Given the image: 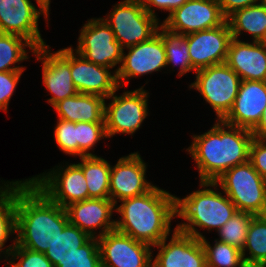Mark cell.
<instances>
[{"instance_id":"1","label":"cell","mask_w":266,"mask_h":267,"mask_svg":"<svg viewBox=\"0 0 266 267\" xmlns=\"http://www.w3.org/2000/svg\"><path fill=\"white\" fill-rule=\"evenodd\" d=\"M69 224L66 209L50 201L28 179L16 181V244L45 253Z\"/></svg>"},{"instance_id":"2","label":"cell","mask_w":266,"mask_h":267,"mask_svg":"<svg viewBox=\"0 0 266 267\" xmlns=\"http://www.w3.org/2000/svg\"><path fill=\"white\" fill-rule=\"evenodd\" d=\"M228 130L226 131V128ZM252 130L218 120L202 135H194L188 151L196 162L200 182H214L225 171L249 161Z\"/></svg>"},{"instance_id":"3","label":"cell","mask_w":266,"mask_h":267,"mask_svg":"<svg viewBox=\"0 0 266 267\" xmlns=\"http://www.w3.org/2000/svg\"><path fill=\"white\" fill-rule=\"evenodd\" d=\"M176 198L154 186L143 195L122 200L115 209L121 215L115 230L155 247L169 236L171 220L177 217Z\"/></svg>"},{"instance_id":"4","label":"cell","mask_w":266,"mask_h":267,"mask_svg":"<svg viewBox=\"0 0 266 267\" xmlns=\"http://www.w3.org/2000/svg\"><path fill=\"white\" fill-rule=\"evenodd\" d=\"M237 212L227 195L211 188L197 190L183 199L176 198V216L187 221L176 228L201 240L204 236L195 229L196 226L218 231Z\"/></svg>"},{"instance_id":"5","label":"cell","mask_w":266,"mask_h":267,"mask_svg":"<svg viewBox=\"0 0 266 267\" xmlns=\"http://www.w3.org/2000/svg\"><path fill=\"white\" fill-rule=\"evenodd\" d=\"M201 187H218L238 211L254 216L266 215V180L247 161L225 171L214 182H200Z\"/></svg>"},{"instance_id":"6","label":"cell","mask_w":266,"mask_h":267,"mask_svg":"<svg viewBox=\"0 0 266 267\" xmlns=\"http://www.w3.org/2000/svg\"><path fill=\"white\" fill-rule=\"evenodd\" d=\"M113 7L103 19L123 49L147 41L158 32V18L146 11L141 0H124Z\"/></svg>"},{"instance_id":"7","label":"cell","mask_w":266,"mask_h":267,"mask_svg":"<svg viewBox=\"0 0 266 267\" xmlns=\"http://www.w3.org/2000/svg\"><path fill=\"white\" fill-rule=\"evenodd\" d=\"M190 88L197 89L214 109L217 121L223 120L233 107L241 78L226 63L195 71Z\"/></svg>"},{"instance_id":"8","label":"cell","mask_w":266,"mask_h":267,"mask_svg":"<svg viewBox=\"0 0 266 267\" xmlns=\"http://www.w3.org/2000/svg\"><path fill=\"white\" fill-rule=\"evenodd\" d=\"M60 168H53L46 174L28 179L50 201L63 208L72 203L89 199L82 168L78 164H70L64 169L60 166Z\"/></svg>"},{"instance_id":"9","label":"cell","mask_w":266,"mask_h":267,"mask_svg":"<svg viewBox=\"0 0 266 267\" xmlns=\"http://www.w3.org/2000/svg\"><path fill=\"white\" fill-rule=\"evenodd\" d=\"M112 93L108 98L111 103H105V131L107 138L117 133L132 134L140 128L147 117L148 94L143 87L134 91H126L120 96Z\"/></svg>"},{"instance_id":"10","label":"cell","mask_w":266,"mask_h":267,"mask_svg":"<svg viewBox=\"0 0 266 267\" xmlns=\"http://www.w3.org/2000/svg\"><path fill=\"white\" fill-rule=\"evenodd\" d=\"M77 51L89 62L113 68L122 62L123 48L103 18L91 19L80 31Z\"/></svg>"},{"instance_id":"11","label":"cell","mask_w":266,"mask_h":267,"mask_svg":"<svg viewBox=\"0 0 266 267\" xmlns=\"http://www.w3.org/2000/svg\"><path fill=\"white\" fill-rule=\"evenodd\" d=\"M97 239L102 267H152L150 245L117 230Z\"/></svg>"},{"instance_id":"12","label":"cell","mask_w":266,"mask_h":267,"mask_svg":"<svg viewBox=\"0 0 266 267\" xmlns=\"http://www.w3.org/2000/svg\"><path fill=\"white\" fill-rule=\"evenodd\" d=\"M225 21L218 0H188L169 14L162 25L187 35L221 26Z\"/></svg>"},{"instance_id":"13","label":"cell","mask_w":266,"mask_h":267,"mask_svg":"<svg viewBox=\"0 0 266 267\" xmlns=\"http://www.w3.org/2000/svg\"><path fill=\"white\" fill-rule=\"evenodd\" d=\"M40 14L45 19L47 13L39 10L30 0H0V33L13 34L28 40L36 49L45 46L38 29Z\"/></svg>"},{"instance_id":"14","label":"cell","mask_w":266,"mask_h":267,"mask_svg":"<svg viewBox=\"0 0 266 267\" xmlns=\"http://www.w3.org/2000/svg\"><path fill=\"white\" fill-rule=\"evenodd\" d=\"M186 39L191 66L197 71L225 63L232 34L226 20L221 26L187 34Z\"/></svg>"},{"instance_id":"15","label":"cell","mask_w":266,"mask_h":267,"mask_svg":"<svg viewBox=\"0 0 266 267\" xmlns=\"http://www.w3.org/2000/svg\"><path fill=\"white\" fill-rule=\"evenodd\" d=\"M127 49L128 54L125 55L123 51L122 64L115 71L119 87H123L127 79L126 84H128L130 77L160 71L167 66L166 50L159 30L147 41Z\"/></svg>"},{"instance_id":"16","label":"cell","mask_w":266,"mask_h":267,"mask_svg":"<svg viewBox=\"0 0 266 267\" xmlns=\"http://www.w3.org/2000/svg\"><path fill=\"white\" fill-rule=\"evenodd\" d=\"M49 45L37 48L33 54L37 60H42L43 83L53 97L48 99L54 106L67 97L78 94L70 70V47L55 53L49 52Z\"/></svg>"},{"instance_id":"17","label":"cell","mask_w":266,"mask_h":267,"mask_svg":"<svg viewBox=\"0 0 266 267\" xmlns=\"http://www.w3.org/2000/svg\"><path fill=\"white\" fill-rule=\"evenodd\" d=\"M145 173L146 165L140 154L136 152L121 157L115 166H111L110 200L116 205L119 201L150 191L154 185L145 180Z\"/></svg>"},{"instance_id":"18","label":"cell","mask_w":266,"mask_h":267,"mask_svg":"<svg viewBox=\"0 0 266 267\" xmlns=\"http://www.w3.org/2000/svg\"><path fill=\"white\" fill-rule=\"evenodd\" d=\"M168 237L155 245L159 250L152 267H206V254L200 239L174 229Z\"/></svg>"},{"instance_id":"19","label":"cell","mask_w":266,"mask_h":267,"mask_svg":"<svg viewBox=\"0 0 266 267\" xmlns=\"http://www.w3.org/2000/svg\"><path fill=\"white\" fill-rule=\"evenodd\" d=\"M266 109V82L241 81L230 112L223 119L227 124L253 130Z\"/></svg>"},{"instance_id":"20","label":"cell","mask_w":266,"mask_h":267,"mask_svg":"<svg viewBox=\"0 0 266 267\" xmlns=\"http://www.w3.org/2000/svg\"><path fill=\"white\" fill-rule=\"evenodd\" d=\"M70 70L72 81L79 93L94 94L108 98L119 89L116 72L110 68L89 62L70 47Z\"/></svg>"},{"instance_id":"21","label":"cell","mask_w":266,"mask_h":267,"mask_svg":"<svg viewBox=\"0 0 266 267\" xmlns=\"http://www.w3.org/2000/svg\"><path fill=\"white\" fill-rule=\"evenodd\" d=\"M116 206L118 205L110 199L90 198L72 203L65 209L71 225L77 226L90 237L98 238L115 230V220L111 221V217ZM96 228L102 229L97 236H95L96 232H93Z\"/></svg>"},{"instance_id":"22","label":"cell","mask_w":266,"mask_h":267,"mask_svg":"<svg viewBox=\"0 0 266 267\" xmlns=\"http://www.w3.org/2000/svg\"><path fill=\"white\" fill-rule=\"evenodd\" d=\"M225 63L242 81L266 82V42L246 43L232 38Z\"/></svg>"},{"instance_id":"23","label":"cell","mask_w":266,"mask_h":267,"mask_svg":"<svg viewBox=\"0 0 266 267\" xmlns=\"http://www.w3.org/2000/svg\"><path fill=\"white\" fill-rule=\"evenodd\" d=\"M58 118L70 122L105 123V98L78 93L59 101L54 106Z\"/></svg>"},{"instance_id":"24","label":"cell","mask_w":266,"mask_h":267,"mask_svg":"<svg viewBox=\"0 0 266 267\" xmlns=\"http://www.w3.org/2000/svg\"><path fill=\"white\" fill-rule=\"evenodd\" d=\"M232 38L238 40L241 31L250 33L254 41L266 42V6L256 4L231 14L227 19Z\"/></svg>"},{"instance_id":"25","label":"cell","mask_w":266,"mask_h":267,"mask_svg":"<svg viewBox=\"0 0 266 267\" xmlns=\"http://www.w3.org/2000/svg\"><path fill=\"white\" fill-rule=\"evenodd\" d=\"M82 168L86 179L88 194L90 198L110 199V173L111 165L97 155L80 157Z\"/></svg>"},{"instance_id":"26","label":"cell","mask_w":266,"mask_h":267,"mask_svg":"<svg viewBox=\"0 0 266 267\" xmlns=\"http://www.w3.org/2000/svg\"><path fill=\"white\" fill-rule=\"evenodd\" d=\"M8 183L4 184L5 187L0 186V252L7 255L5 258H8L16 244L15 237L14 244L2 250L10 234L16 232V181Z\"/></svg>"},{"instance_id":"27","label":"cell","mask_w":266,"mask_h":267,"mask_svg":"<svg viewBox=\"0 0 266 267\" xmlns=\"http://www.w3.org/2000/svg\"><path fill=\"white\" fill-rule=\"evenodd\" d=\"M158 30L163 38V43L166 50L167 66L171 65L172 63L174 67L175 65H179V77L191 70H194L191 66V58L186 35L172 32L165 28L162 24L159 26Z\"/></svg>"},{"instance_id":"28","label":"cell","mask_w":266,"mask_h":267,"mask_svg":"<svg viewBox=\"0 0 266 267\" xmlns=\"http://www.w3.org/2000/svg\"><path fill=\"white\" fill-rule=\"evenodd\" d=\"M91 237L81 231L77 226L70 223L58 234L56 240L45 251V256L56 266L69 255L77 251V248L84 245Z\"/></svg>"},{"instance_id":"29","label":"cell","mask_w":266,"mask_h":267,"mask_svg":"<svg viewBox=\"0 0 266 267\" xmlns=\"http://www.w3.org/2000/svg\"><path fill=\"white\" fill-rule=\"evenodd\" d=\"M245 250L250 256L245 257ZM245 264H266V215L253 216L242 249Z\"/></svg>"},{"instance_id":"30","label":"cell","mask_w":266,"mask_h":267,"mask_svg":"<svg viewBox=\"0 0 266 267\" xmlns=\"http://www.w3.org/2000/svg\"><path fill=\"white\" fill-rule=\"evenodd\" d=\"M25 47H29L32 52L36 50L28 40L20 36L0 33V72L24 71V67L11 65L28 59Z\"/></svg>"},{"instance_id":"31","label":"cell","mask_w":266,"mask_h":267,"mask_svg":"<svg viewBox=\"0 0 266 267\" xmlns=\"http://www.w3.org/2000/svg\"><path fill=\"white\" fill-rule=\"evenodd\" d=\"M214 241L212 247L205 237L201 239L206 254V267H245L241 250L218 239Z\"/></svg>"},{"instance_id":"32","label":"cell","mask_w":266,"mask_h":267,"mask_svg":"<svg viewBox=\"0 0 266 267\" xmlns=\"http://www.w3.org/2000/svg\"><path fill=\"white\" fill-rule=\"evenodd\" d=\"M254 215L238 211L219 230L220 240L242 251Z\"/></svg>"},{"instance_id":"33","label":"cell","mask_w":266,"mask_h":267,"mask_svg":"<svg viewBox=\"0 0 266 267\" xmlns=\"http://www.w3.org/2000/svg\"><path fill=\"white\" fill-rule=\"evenodd\" d=\"M55 267H102L97 237H91L84 245L77 248Z\"/></svg>"},{"instance_id":"34","label":"cell","mask_w":266,"mask_h":267,"mask_svg":"<svg viewBox=\"0 0 266 267\" xmlns=\"http://www.w3.org/2000/svg\"><path fill=\"white\" fill-rule=\"evenodd\" d=\"M105 137V123L77 122V155L93 156L89 150Z\"/></svg>"},{"instance_id":"35","label":"cell","mask_w":266,"mask_h":267,"mask_svg":"<svg viewBox=\"0 0 266 267\" xmlns=\"http://www.w3.org/2000/svg\"><path fill=\"white\" fill-rule=\"evenodd\" d=\"M54 136L61 151L72 156L77 155V123L59 119Z\"/></svg>"},{"instance_id":"36","label":"cell","mask_w":266,"mask_h":267,"mask_svg":"<svg viewBox=\"0 0 266 267\" xmlns=\"http://www.w3.org/2000/svg\"><path fill=\"white\" fill-rule=\"evenodd\" d=\"M11 259H20L19 262H12L11 259L6 264L9 267H55L44 253L30 250L15 244V247L9 253ZM11 264V265H10Z\"/></svg>"},{"instance_id":"37","label":"cell","mask_w":266,"mask_h":267,"mask_svg":"<svg viewBox=\"0 0 266 267\" xmlns=\"http://www.w3.org/2000/svg\"><path fill=\"white\" fill-rule=\"evenodd\" d=\"M23 71L0 72V110L7 111L9 101Z\"/></svg>"},{"instance_id":"38","label":"cell","mask_w":266,"mask_h":267,"mask_svg":"<svg viewBox=\"0 0 266 267\" xmlns=\"http://www.w3.org/2000/svg\"><path fill=\"white\" fill-rule=\"evenodd\" d=\"M249 161L266 180V141L254 137L250 145Z\"/></svg>"},{"instance_id":"39","label":"cell","mask_w":266,"mask_h":267,"mask_svg":"<svg viewBox=\"0 0 266 267\" xmlns=\"http://www.w3.org/2000/svg\"><path fill=\"white\" fill-rule=\"evenodd\" d=\"M187 1L188 0H141L146 11L154 17L157 16L152 9V5L158 9L166 10L171 14L175 9L181 7Z\"/></svg>"},{"instance_id":"40","label":"cell","mask_w":266,"mask_h":267,"mask_svg":"<svg viewBox=\"0 0 266 267\" xmlns=\"http://www.w3.org/2000/svg\"><path fill=\"white\" fill-rule=\"evenodd\" d=\"M260 0H218L222 14L227 19L235 11L259 4Z\"/></svg>"},{"instance_id":"41","label":"cell","mask_w":266,"mask_h":267,"mask_svg":"<svg viewBox=\"0 0 266 267\" xmlns=\"http://www.w3.org/2000/svg\"><path fill=\"white\" fill-rule=\"evenodd\" d=\"M252 133L255 138L266 141V109L263 112L261 121L252 130Z\"/></svg>"},{"instance_id":"42","label":"cell","mask_w":266,"mask_h":267,"mask_svg":"<svg viewBox=\"0 0 266 267\" xmlns=\"http://www.w3.org/2000/svg\"><path fill=\"white\" fill-rule=\"evenodd\" d=\"M39 8L44 10L47 15L49 16V6H50V0H36Z\"/></svg>"},{"instance_id":"43","label":"cell","mask_w":266,"mask_h":267,"mask_svg":"<svg viewBox=\"0 0 266 267\" xmlns=\"http://www.w3.org/2000/svg\"><path fill=\"white\" fill-rule=\"evenodd\" d=\"M245 267H266V264H245Z\"/></svg>"},{"instance_id":"44","label":"cell","mask_w":266,"mask_h":267,"mask_svg":"<svg viewBox=\"0 0 266 267\" xmlns=\"http://www.w3.org/2000/svg\"><path fill=\"white\" fill-rule=\"evenodd\" d=\"M259 3L266 6V0H260Z\"/></svg>"}]
</instances>
